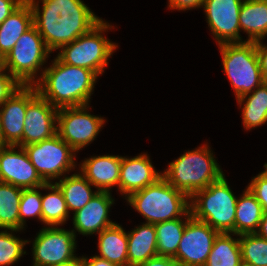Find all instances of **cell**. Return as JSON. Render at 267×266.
I'll return each mask as SVG.
<instances>
[{
	"mask_svg": "<svg viewBox=\"0 0 267 266\" xmlns=\"http://www.w3.org/2000/svg\"><path fill=\"white\" fill-rule=\"evenodd\" d=\"M33 13V25L52 52L87 34L102 19L81 0H27Z\"/></svg>",
	"mask_w": 267,
	"mask_h": 266,
	"instance_id": "6da1fadb",
	"label": "cell"
},
{
	"mask_svg": "<svg viewBox=\"0 0 267 266\" xmlns=\"http://www.w3.org/2000/svg\"><path fill=\"white\" fill-rule=\"evenodd\" d=\"M97 77L89 69L68 65L56 57L34 86L57 109L84 106L89 105Z\"/></svg>",
	"mask_w": 267,
	"mask_h": 266,
	"instance_id": "7a4b0ae2",
	"label": "cell"
},
{
	"mask_svg": "<svg viewBox=\"0 0 267 266\" xmlns=\"http://www.w3.org/2000/svg\"><path fill=\"white\" fill-rule=\"evenodd\" d=\"M148 224L170 221L191 215L190 197L175 189L163 177L144 189L135 191L125 198Z\"/></svg>",
	"mask_w": 267,
	"mask_h": 266,
	"instance_id": "3957f363",
	"label": "cell"
},
{
	"mask_svg": "<svg viewBox=\"0 0 267 266\" xmlns=\"http://www.w3.org/2000/svg\"><path fill=\"white\" fill-rule=\"evenodd\" d=\"M206 144L185 152L171 162L162 177L175 189L191 197L195 192L217 181L223 171Z\"/></svg>",
	"mask_w": 267,
	"mask_h": 266,
	"instance_id": "277c9868",
	"label": "cell"
},
{
	"mask_svg": "<svg viewBox=\"0 0 267 266\" xmlns=\"http://www.w3.org/2000/svg\"><path fill=\"white\" fill-rule=\"evenodd\" d=\"M194 219L207 223L219 233L235 234L237 197L228 186L224 174L208 187L190 197Z\"/></svg>",
	"mask_w": 267,
	"mask_h": 266,
	"instance_id": "5b68a950",
	"label": "cell"
},
{
	"mask_svg": "<svg viewBox=\"0 0 267 266\" xmlns=\"http://www.w3.org/2000/svg\"><path fill=\"white\" fill-rule=\"evenodd\" d=\"M112 27L101 20L87 34L62 46L57 57L63 63L89 69L99 76L108 65L109 57L117 47L102 34L103 31Z\"/></svg>",
	"mask_w": 267,
	"mask_h": 266,
	"instance_id": "8992f818",
	"label": "cell"
},
{
	"mask_svg": "<svg viewBox=\"0 0 267 266\" xmlns=\"http://www.w3.org/2000/svg\"><path fill=\"white\" fill-rule=\"evenodd\" d=\"M224 72L234 88L236 98L249 94L264 81L256 52V42L219 45Z\"/></svg>",
	"mask_w": 267,
	"mask_h": 266,
	"instance_id": "52a82bcc",
	"label": "cell"
},
{
	"mask_svg": "<svg viewBox=\"0 0 267 266\" xmlns=\"http://www.w3.org/2000/svg\"><path fill=\"white\" fill-rule=\"evenodd\" d=\"M51 51L33 25L21 35L15 46L5 57L6 71L21 85L34 86L37 71L44 65Z\"/></svg>",
	"mask_w": 267,
	"mask_h": 266,
	"instance_id": "ba28073f",
	"label": "cell"
},
{
	"mask_svg": "<svg viewBox=\"0 0 267 266\" xmlns=\"http://www.w3.org/2000/svg\"><path fill=\"white\" fill-rule=\"evenodd\" d=\"M29 160L46 182L75 168V151L58 134L37 143L23 146ZM74 154V155H73Z\"/></svg>",
	"mask_w": 267,
	"mask_h": 266,
	"instance_id": "9c48e42d",
	"label": "cell"
},
{
	"mask_svg": "<svg viewBox=\"0 0 267 266\" xmlns=\"http://www.w3.org/2000/svg\"><path fill=\"white\" fill-rule=\"evenodd\" d=\"M88 105L58 109L57 134L75 152L92 142L104 119L87 113Z\"/></svg>",
	"mask_w": 267,
	"mask_h": 266,
	"instance_id": "30bf717a",
	"label": "cell"
},
{
	"mask_svg": "<svg viewBox=\"0 0 267 266\" xmlns=\"http://www.w3.org/2000/svg\"><path fill=\"white\" fill-rule=\"evenodd\" d=\"M58 227L40 230L33 242V266H57L76 258V233Z\"/></svg>",
	"mask_w": 267,
	"mask_h": 266,
	"instance_id": "8fae6325",
	"label": "cell"
},
{
	"mask_svg": "<svg viewBox=\"0 0 267 266\" xmlns=\"http://www.w3.org/2000/svg\"><path fill=\"white\" fill-rule=\"evenodd\" d=\"M219 232L191 217L184 229L174 259L181 266H204Z\"/></svg>",
	"mask_w": 267,
	"mask_h": 266,
	"instance_id": "7c38bea8",
	"label": "cell"
},
{
	"mask_svg": "<svg viewBox=\"0 0 267 266\" xmlns=\"http://www.w3.org/2000/svg\"><path fill=\"white\" fill-rule=\"evenodd\" d=\"M244 0H204L207 23L218 45L240 43V8Z\"/></svg>",
	"mask_w": 267,
	"mask_h": 266,
	"instance_id": "4fadbf2b",
	"label": "cell"
},
{
	"mask_svg": "<svg viewBox=\"0 0 267 266\" xmlns=\"http://www.w3.org/2000/svg\"><path fill=\"white\" fill-rule=\"evenodd\" d=\"M17 147L20 151H15ZM0 181L22 189H38L46 183L32 165L24 148L17 145L0 148Z\"/></svg>",
	"mask_w": 267,
	"mask_h": 266,
	"instance_id": "5bb4252c",
	"label": "cell"
},
{
	"mask_svg": "<svg viewBox=\"0 0 267 266\" xmlns=\"http://www.w3.org/2000/svg\"><path fill=\"white\" fill-rule=\"evenodd\" d=\"M37 94L35 86H22L0 106L1 133L6 145L22 146L27 105Z\"/></svg>",
	"mask_w": 267,
	"mask_h": 266,
	"instance_id": "9a60e30c",
	"label": "cell"
},
{
	"mask_svg": "<svg viewBox=\"0 0 267 266\" xmlns=\"http://www.w3.org/2000/svg\"><path fill=\"white\" fill-rule=\"evenodd\" d=\"M57 115L58 109L38 93L27 105L22 147L56 135Z\"/></svg>",
	"mask_w": 267,
	"mask_h": 266,
	"instance_id": "2e32d148",
	"label": "cell"
},
{
	"mask_svg": "<svg viewBox=\"0 0 267 266\" xmlns=\"http://www.w3.org/2000/svg\"><path fill=\"white\" fill-rule=\"evenodd\" d=\"M114 199L109 191H98L82 208L73 213V224L82 235L98 234L115 224L109 220L108 213Z\"/></svg>",
	"mask_w": 267,
	"mask_h": 266,
	"instance_id": "e0dca14e",
	"label": "cell"
},
{
	"mask_svg": "<svg viewBox=\"0 0 267 266\" xmlns=\"http://www.w3.org/2000/svg\"><path fill=\"white\" fill-rule=\"evenodd\" d=\"M161 177L162 173L154 169L147 154L133 158L122 157L118 190L128 197L131 193L155 183Z\"/></svg>",
	"mask_w": 267,
	"mask_h": 266,
	"instance_id": "ac0fdd59",
	"label": "cell"
},
{
	"mask_svg": "<svg viewBox=\"0 0 267 266\" xmlns=\"http://www.w3.org/2000/svg\"><path fill=\"white\" fill-rule=\"evenodd\" d=\"M122 156L102 155L87 158L81 164V174L98 191H109L115 185L119 187Z\"/></svg>",
	"mask_w": 267,
	"mask_h": 266,
	"instance_id": "d6986e66",
	"label": "cell"
},
{
	"mask_svg": "<svg viewBox=\"0 0 267 266\" xmlns=\"http://www.w3.org/2000/svg\"><path fill=\"white\" fill-rule=\"evenodd\" d=\"M33 26V13L25 0L0 24V53L6 57L22 34Z\"/></svg>",
	"mask_w": 267,
	"mask_h": 266,
	"instance_id": "ffe728a7",
	"label": "cell"
},
{
	"mask_svg": "<svg viewBox=\"0 0 267 266\" xmlns=\"http://www.w3.org/2000/svg\"><path fill=\"white\" fill-rule=\"evenodd\" d=\"M128 236V266H139L148 259L158 256L157 234L154 224L143 223Z\"/></svg>",
	"mask_w": 267,
	"mask_h": 266,
	"instance_id": "44dd1931",
	"label": "cell"
},
{
	"mask_svg": "<svg viewBox=\"0 0 267 266\" xmlns=\"http://www.w3.org/2000/svg\"><path fill=\"white\" fill-rule=\"evenodd\" d=\"M98 235V257L119 266H128V236L124 229L115 223Z\"/></svg>",
	"mask_w": 267,
	"mask_h": 266,
	"instance_id": "7402d4cb",
	"label": "cell"
},
{
	"mask_svg": "<svg viewBox=\"0 0 267 266\" xmlns=\"http://www.w3.org/2000/svg\"><path fill=\"white\" fill-rule=\"evenodd\" d=\"M239 25L248 34L247 41L264 39L267 35V0H244L240 8Z\"/></svg>",
	"mask_w": 267,
	"mask_h": 266,
	"instance_id": "603a6c76",
	"label": "cell"
},
{
	"mask_svg": "<svg viewBox=\"0 0 267 266\" xmlns=\"http://www.w3.org/2000/svg\"><path fill=\"white\" fill-rule=\"evenodd\" d=\"M261 204L247 187L236 204L235 235L256 233L263 217Z\"/></svg>",
	"mask_w": 267,
	"mask_h": 266,
	"instance_id": "cb8c5ba5",
	"label": "cell"
},
{
	"mask_svg": "<svg viewBox=\"0 0 267 266\" xmlns=\"http://www.w3.org/2000/svg\"><path fill=\"white\" fill-rule=\"evenodd\" d=\"M237 101L240 106L245 102L242 108L245 129H252L267 122V82H263L254 91L240 97Z\"/></svg>",
	"mask_w": 267,
	"mask_h": 266,
	"instance_id": "d4e9b609",
	"label": "cell"
},
{
	"mask_svg": "<svg viewBox=\"0 0 267 266\" xmlns=\"http://www.w3.org/2000/svg\"><path fill=\"white\" fill-rule=\"evenodd\" d=\"M63 192L68 211L82 209L98 192L91 190V183L80 173L72 174L55 182Z\"/></svg>",
	"mask_w": 267,
	"mask_h": 266,
	"instance_id": "484cf974",
	"label": "cell"
},
{
	"mask_svg": "<svg viewBox=\"0 0 267 266\" xmlns=\"http://www.w3.org/2000/svg\"><path fill=\"white\" fill-rule=\"evenodd\" d=\"M185 217V222L182 221V218H177L154 224L157 234L158 256L172 258L176 256L186 223L192 215H185Z\"/></svg>",
	"mask_w": 267,
	"mask_h": 266,
	"instance_id": "4316f807",
	"label": "cell"
},
{
	"mask_svg": "<svg viewBox=\"0 0 267 266\" xmlns=\"http://www.w3.org/2000/svg\"><path fill=\"white\" fill-rule=\"evenodd\" d=\"M39 189H49L47 195L41 194L42 222L48 226L62 225L68 219L69 211L63 192L56 183H45Z\"/></svg>",
	"mask_w": 267,
	"mask_h": 266,
	"instance_id": "83f0119b",
	"label": "cell"
},
{
	"mask_svg": "<svg viewBox=\"0 0 267 266\" xmlns=\"http://www.w3.org/2000/svg\"><path fill=\"white\" fill-rule=\"evenodd\" d=\"M242 263L239 238L219 233L204 266H240Z\"/></svg>",
	"mask_w": 267,
	"mask_h": 266,
	"instance_id": "f1b7e54d",
	"label": "cell"
},
{
	"mask_svg": "<svg viewBox=\"0 0 267 266\" xmlns=\"http://www.w3.org/2000/svg\"><path fill=\"white\" fill-rule=\"evenodd\" d=\"M22 188L0 181V228L19 231Z\"/></svg>",
	"mask_w": 267,
	"mask_h": 266,
	"instance_id": "f546056e",
	"label": "cell"
},
{
	"mask_svg": "<svg viewBox=\"0 0 267 266\" xmlns=\"http://www.w3.org/2000/svg\"><path fill=\"white\" fill-rule=\"evenodd\" d=\"M239 236L242 262L252 266H267V239L256 233Z\"/></svg>",
	"mask_w": 267,
	"mask_h": 266,
	"instance_id": "4dcf8cb0",
	"label": "cell"
},
{
	"mask_svg": "<svg viewBox=\"0 0 267 266\" xmlns=\"http://www.w3.org/2000/svg\"><path fill=\"white\" fill-rule=\"evenodd\" d=\"M13 231L16 232L11 230L9 233L7 229L0 232V266L12 265L26 253L23 248L30 241L20 240L12 234Z\"/></svg>",
	"mask_w": 267,
	"mask_h": 266,
	"instance_id": "1f68e13d",
	"label": "cell"
},
{
	"mask_svg": "<svg viewBox=\"0 0 267 266\" xmlns=\"http://www.w3.org/2000/svg\"><path fill=\"white\" fill-rule=\"evenodd\" d=\"M26 217H37L42 221L41 192L34 189H23L19 203V231L25 224Z\"/></svg>",
	"mask_w": 267,
	"mask_h": 266,
	"instance_id": "d6a6232c",
	"label": "cell"
},
{
	"mask_svg": "<svg viewBox=\"0 0 267 266\" xmlns=\"http://www.w3.org/2000/svg\"><path fill=\"white\" fill-rule=\"evenodd\" d=\"M264 167L265 171L253 178L248 188L261 204L263 213H267V163Z\"/></svg>",
	"mask_w": 267,
	"mask_h": 266,
	"instance_id": "836d02e7",
	"label": "cell"
},
{
	"mask_svg": "<svg viewBox=\"0 0 267 266\" xmlns=\"http://www.w3.org/2000/svg\"><path fill=\"white\" fill-rule=\"evenodd\" d=\"M22 86L10 73L0 74V106Z\"/></svg>",
	"mask_w": 267,
	"mask_h": 266,
	"instance_id": "e575fe53",
	"label": "cell"
},
{
	"mask_svg": "<svg viewBox=\"0 0 267 266\" xmlns=\"http://www.w3.org/2000/svg\"><path fill=\"white\" fill-rule=\"evenodd\" d=\"M25 0H0V24L12 14Z\"/></svg>",
	"mask_w": 267,
	"mask_h": 266,
	"instance_id": "d590c367",
	"label": "cell"
},
{
	"mask_svg": "<svg viewBox=\"0 0 267 266\" xmlns=\"http://www.w3.org/2000/svg\"><path fill=\"white\" fill-rule=\"evenodd\" d=\"M256 52L259 59V64L264 82H267V45H263L261 40L256 42Z\"/></svg>",
	"mask_w": 267,
	"mask_h": 266,
	"instance_id": "8d00e7d4",
	"label": "cell"
},
{
	"mask_svg": "<svg viewBox=\"0 0 267 266\" xmlns=\"http://www.w3.org/2000/svg\"><path fill=\"white\" fill-rule=\"evenodd\" d=\"M204 0H169V8L178 10H187L201 7Z\"/></svg>",
	"mask_w": 267,
	"mask_h": 266,
	"instance_id": "74e56055",
	"label": "cell"
},
{
	"mask_svg": "<svg viewBox=\"0 0 267 266\" xmlns=\"http://www.w3.org/2000/svg\"><path fill=\"white\" fill-rule=\"evenodd\" d=\"M139 266H181L174 258L156 256L151 259H148L144 263H141Z\"/></svg>",
	"mask_w": 267,
	"mask_h": 266,
	"instance_id": "f35d334b",
	"label": "cell"
},
{
	"mask_svg": "<svg viewBox=\"0 0 267 266\" xmlns=\"http://www.w3.org/2000/svg\"><path fill=\"white\" fill-rule=\"evenodd\" d=\"M84 261H85L86 266H119L115 263H112V262H109L105 259H102V258L98 257L97 255L93 256L92 258H89V259L87 257H85Z\"/></svg>",
	"mask_w": 267,
	"mask_h": 266,
	"instance_id": "ab89813d",
	"label": "cell"
},
{
	"mask_svg": "<svg viewBox=\"0 0 267 266\" xmlns=\"http://www.w3.org/2000/svg\"><path fill=\"white\" fill-rule=\"evenodd\" d=\"M256 234L261 238L267 239V213L263 214L262 220L260 222Z\"/></svg>",
	"mask_w": 267,
	"mask_h": 266,
	"instance_id": "60d3db41",
	"label": "cell"
},
{
	"mask_svg": "<svg viewBox=\"0 0 267 266\" xmlns=\"http://www.w3.org/2000/svg\"><path fill=\"white\" fill-rule=\"evenodd\" d=\"M57 266H86L85 265V261H84V257L82 258H78L76 257L74 260L61 264V265H57Z\"/></svg>",
	"mask_w": 267,
	"mask_h": 266,
	"instance_id": "b9f144b4",
	"label": "cell"
},
{
	"mask_svg": "<svg viewBox=\"0 0 267 266\" xmlns=\"http://www.w3.org/2000/svg\"><path fill=\"white\" fill-rule=\"evenodd\" d=\"M5 71V57L0 53V74L4 73Z\"/></svg>",
	"mask_w": 267,
	"mask_h": 266,
	"instance_id": "7bdbcfd3",
	"label": "cell"
},
{
	"mask_svg": "<svg viewBox=\"0 0 267 266\" xmlns=\"http://www.w3.org/2000/svg\"><path fill=\"white\" fill-rule=\"evenodd\" d=\"M6 144L4 143L3 141V136H2V133H1V124H0V148L5 146Z\"/></svg>",
	"mask_w": 267,
	"mask_h": 266,
	"instance_id": "ee69618b",
	"label": "cell"
},
{
	"mask_svg": "<svg viewBox=\"0 0 267 266\" xmlns=\"http://www.w3.org/2000/svg\"><path fill=\"white\" fill-rule=\"evenodd\" d=\"M240 266H252V265H249V264L242 262Z\"/></svg>",
	"mask_w": 267,
	"mask_h": 266,
	"instance_id": "f6af8a7d",
	"label": "cell"
}]
</instances>
